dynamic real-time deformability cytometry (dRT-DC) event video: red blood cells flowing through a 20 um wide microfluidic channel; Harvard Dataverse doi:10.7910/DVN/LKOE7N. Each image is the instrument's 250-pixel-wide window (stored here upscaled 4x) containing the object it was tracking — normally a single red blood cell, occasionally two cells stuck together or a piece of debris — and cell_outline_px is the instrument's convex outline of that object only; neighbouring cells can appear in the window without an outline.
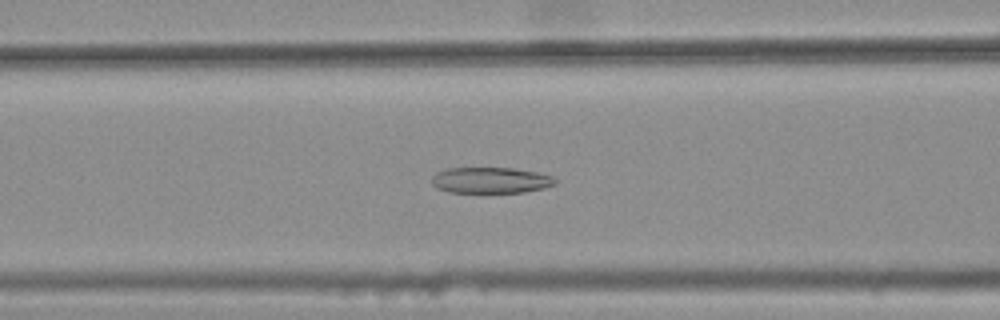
{"species": "common noctule bat (a hibernating species)", "species_latin": "Nyctalus noctula", "temperature_condition": "warm", "stored_images_in_passage": 42, "camera_frame_rate_fps": 3000, "um_per_image_px": 0.085, "animal": {"sex": "female", "body_mass_g": 25.1}, "frame": {"image": 1, "passage_image": 18, "time_ms": 5.667, "image_size_px": [1000, 320], "cell_outline_px": [[556, 184], [544, 188], [524, 192], [480, 196], [448, 192], [436, 188], [432, 184], [432, 176], [436, 172], [448, 168], [512, 168], [536, 172], [552, 176], [556, 180]], "centroid_in_image_um": [41.66, 15.38], "position_along_channel_um": 124.9, "area_um2": 19.77}}
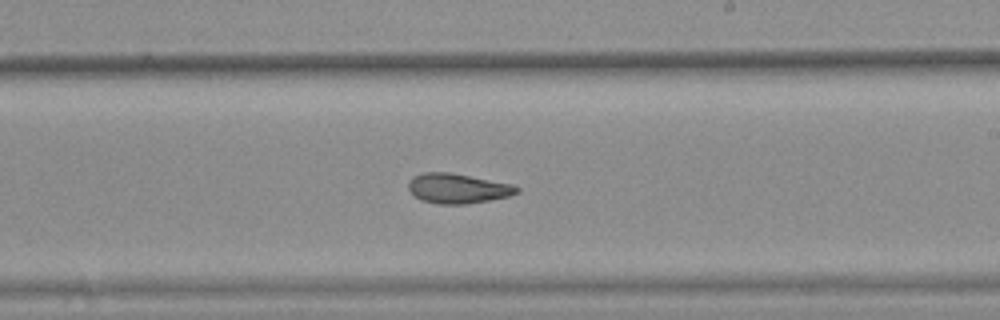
{"frame": {"image": 2, "passage_image": 28, "time_ms": 9.0, "image_size_px": [1000, 320], "cell_outline_px": [[520, 192], [508, 196], [488, 200], [464, 204], [440, 204], [420, 200], [408, 188], [408, 180], [412, 176], [424, 172], [452, 172], [512, 184], [520, 188]], "centroid_in_image_um": [38.89, 16.0], "position_along_channel_um": 250.1, "area_um2": 18.9}}
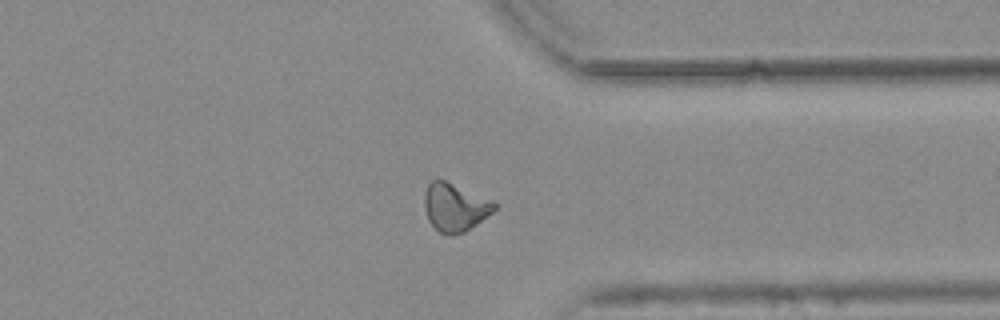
{"frame": {"image": 3, "passage_image": 38, "time_ms": 12.333, "image_size_px": [1000, 320], "cell_outline_px": [[496, 208], [492, 212], [476, 224], [464, 232], [452, 236], [448, 236], [440, 232], [428, 220], [424, 208], [424, 192], [428, 184], [432, 180], [444, 180], [492, 200], [496, 204]], "centroid_in_image_um": [38.64, 17.63], "position_along_channel_um": 372.8, "area_um2": 19.42}, "authors_computed_cell_mechanics": {"area_um2": 19.4497, "velocity_mm_per_s": 3.7651, "shape_relaxation_time_tau1_ms": null, "shape_relaxation_time_tau2_ms": 3.1828, "deformation_change_tau1": null, "deformation_change_tau2": 0.1016}}